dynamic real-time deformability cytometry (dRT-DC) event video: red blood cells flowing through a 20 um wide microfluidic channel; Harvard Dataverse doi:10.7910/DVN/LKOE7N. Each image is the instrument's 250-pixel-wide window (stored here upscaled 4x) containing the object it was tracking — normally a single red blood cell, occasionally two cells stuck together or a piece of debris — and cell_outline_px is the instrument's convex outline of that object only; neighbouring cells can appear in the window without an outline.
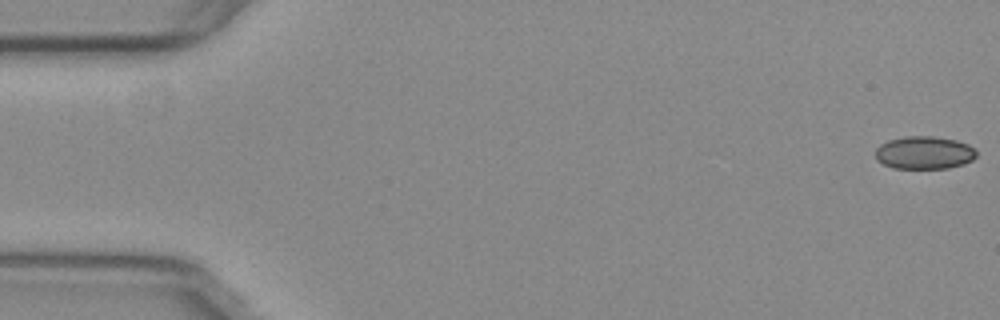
{"species": "common noctule bat (a hibernating species)", "species_latin": "Nyctalus noctula", "temperature_condition": "warm", "stored_images_in_passage": 55, "camera_frame_rate_fps": 3000, "um_per_image_px": 0.085, "animal": {"sex": "female", "body_mass_g": 29.2, "forearm_length_mm": 56.3}, "frame": {"image": 1, "passage_image": 1, "time_ms": 0.0, "image_size_px": [1000, 320], "cell_outline_px": [[976, 156], [972, 160], [964, 164], [948, 168], [892, 168], [876, 160], [876, 148], [880, 144], [888, 140], [904, 136], [932, 136], [956, 140], [968, 144], [976, 148]], "centroid_in_image_um": [78.57, 12.97], "position_along_channel_um": 6.4, "area_um2": 19.48}}
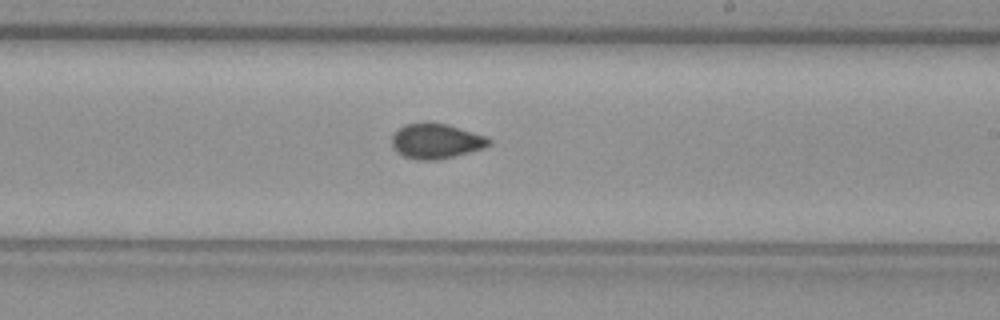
{"frame": {"image": 2, "passage_image": 32, "time_ms": 10.333, "image_size_px": [1000, 320], "cell_outline_px": [[492, 144], [484, 148], [440, 160], [416, 160], [404, 156], [396, 152], [392, 148], [392, 136], [404, 124], [448, 124], [488, 136], [492, 140]], "centroid_in_image_um": [37.11, 12.02], "position_along_channel_um": 251.9, "area_um2": 19.83}}
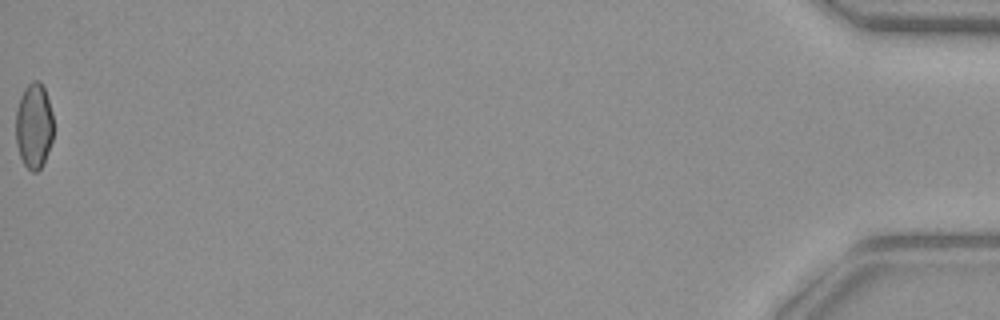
{"frame": {"image": 3, "passage_image": 55, "time_ms": 18.0, "image_size_px": [1000, 320], "cell_outline_px": [[52, 140], [44, 164], [36, 172], [32, 172], [24, 164], [20, 156], [16, 144], [16, 108], [20, 96], [24, 88], [32, 80], [40, 80], [44, 88], [52, 112]], "centroid_in_image_um": [2.87, 10.69], "position_along_channel_um": 432.3, "area_um2": 18.84}, "authors_computed_cell_mechanics": {"area_um2": 19.7098, "velocity_mm_per_s": 3.7974, "shape_relaxation_time_tau1_ms": null, "shape_relaxation_time_tau2_ms": 1.3348, "deformation_change_tau1": null, "deformation_change_tau2": 0.0544}}